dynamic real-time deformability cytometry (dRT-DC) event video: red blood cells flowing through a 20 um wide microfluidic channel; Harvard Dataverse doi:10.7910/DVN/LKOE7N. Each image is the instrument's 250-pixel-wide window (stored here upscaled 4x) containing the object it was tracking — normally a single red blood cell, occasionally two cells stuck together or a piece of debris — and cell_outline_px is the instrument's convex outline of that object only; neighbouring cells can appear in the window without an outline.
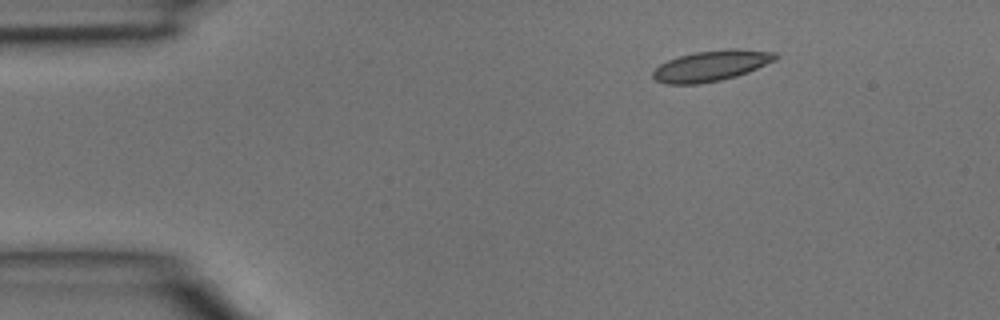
{"species": "common noctule bat (a hibernating species)", "species_latin": "Nyctalus noctula", "temperature_condition": "room temperature", "stored_images_in_passage": 3, "camera_frame_rate_fps": 3000, "um_per_image_px": 0.085, "animal": {"sex": "male", "body_mass_g": 15.6}, "frame": {"image": 1, "passage_image": 1, "time_ms": 0.0, "image_size_px": [1000, 320], "cell_outline_px": [[780, 56], [776, 60], [748, 72], [736, 76], [720, 80], [700, 84], [664, 84], [656, 80], [652, 76], [652, 72], [660, 64], [668, 60], [680, 56], [696, 52], [728, 48], [736, 48], [776, 52]], "centroid_in_image_um": [60.48, 5.58], "position_along_channel_um": 24.5, "area_um2": 22.02}}
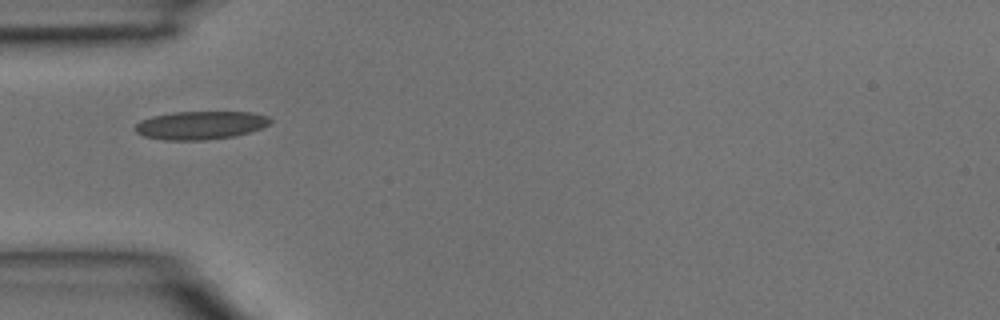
{"frame": {"image": 2, "passage_image": 3, "time_ms": 0.667, "image_size_px": [1000, 320], "cell_outline_px": [[272, 120], [264, 128], [236, 136], [204, 140], [164, 140], [144, 136], [136, 132], [136, 124], [140, 120], [152, 116], [172, 112], [252, 112], [268, 116]], "centroid_in_image_um": [17.07, 10.64], "position_along_channel_um": 67.9, "area_um2": 22.37}}